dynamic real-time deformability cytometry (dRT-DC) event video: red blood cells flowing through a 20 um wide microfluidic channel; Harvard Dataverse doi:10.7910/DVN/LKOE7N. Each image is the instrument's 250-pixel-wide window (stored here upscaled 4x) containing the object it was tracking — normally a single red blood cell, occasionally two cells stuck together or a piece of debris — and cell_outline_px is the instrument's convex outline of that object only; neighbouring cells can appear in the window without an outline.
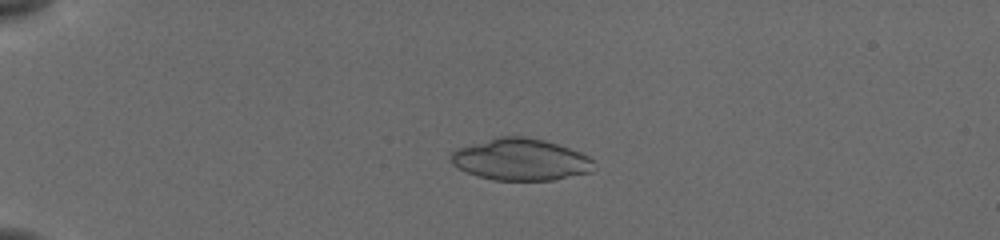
{"species": "common noctule bat (a hibernating species)", "species_latin": "Nyctalus noctula", "temperature_condition": "cold", "stored_images_in_passage": 54, "camera_frame_rate_fps": 3000, "um_per_image_px": 0.085, "animal": {"sex": "female", "body_mass_g": 19.5, "forearm_length_mm": 54.1}, "frame": {"image": 1, "passage_image": 14, "time_ms": 4.333, "image_size_px": [1000, 240], "cell_outline_px": [[592, 172], [552, 180], [496, 180], [480, 176], [468, 172], [452, 164], [448, 160], [452, 152], [456, 148], [500, 136], [524, 136], [544, 140], [580, 152], [588, 156], [592, 160]], "centroid_in_image_um": [44.23, 13.56], "position_along_channel_um": 40.8, "area_um2": 34.51}}